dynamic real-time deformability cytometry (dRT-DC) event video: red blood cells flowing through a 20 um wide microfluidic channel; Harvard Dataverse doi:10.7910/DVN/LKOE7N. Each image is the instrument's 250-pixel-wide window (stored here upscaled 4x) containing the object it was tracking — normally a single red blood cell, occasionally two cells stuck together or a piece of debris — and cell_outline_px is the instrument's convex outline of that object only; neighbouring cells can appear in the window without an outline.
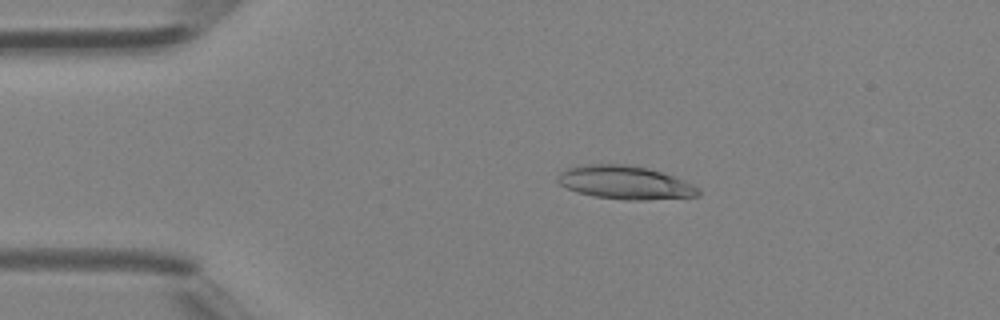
{"species": "Egyptian fruit bat (a non-hibernating species)", "species_latin": "Rousettus aegyptiacus", "temperature_condition": "room temperature", "stored_images_in_passage": 44, "camera_frame_rate_fps": 3000, "um_per_image_px": 0.085, "animal": {"sex": "female"}, "frame": {"image": 1, "passage_image": 9, "time_ms": 2.667, "image_size_px": [1000, 320], "cell_outline_px": [[700, 196], [644, 200], [624, 200], [596, 196], [580, 192], [568, 188], [560, 184], [556, 180], [556, 176], [564, 168], [584, 164], [628, 164], [648, 168], [672, 176], [692, 184], [700, 188]], "centroid_in_image_um": [53.11, 15.5], "position_along_channel_um": 31.9, "area_um2": 27.34}}
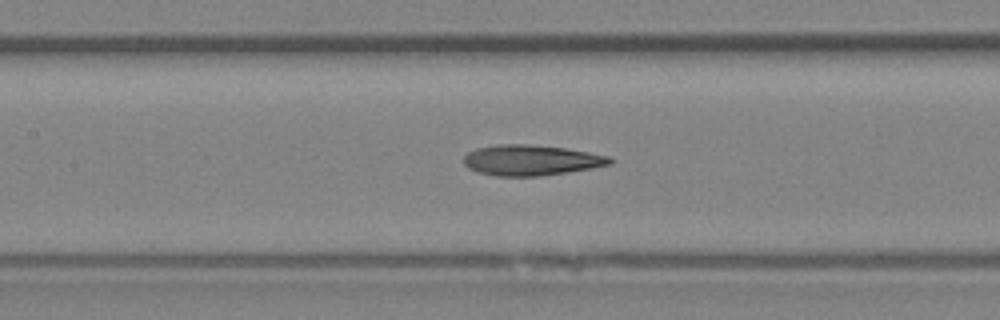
{"frame": {"image": 2, "passage_image": 21, "time_ms": 6.667, "image_size_px": [1000, 320], "cell_outline_px": [[612, 164], [592, 168], [568, 172], [540, 176], [496, 176], [480, 172], [468, 168], [464, 164], [464, 156], [468, 152], [476, 148], [500, 144], [524, 144], [568, 148], [608, 156], [612, 160]], "centroid_in_image_um": [45.14, 13.61], "position_along_channel_um": 162.3, "area_um2": 25.95}}
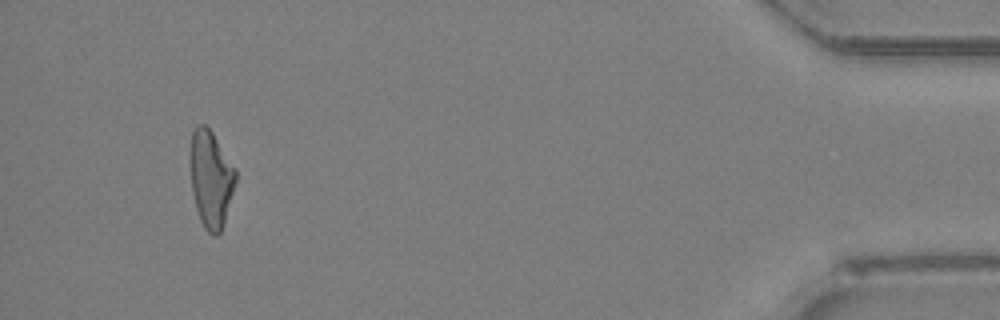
{"frame": {"image": 3, "passage_image": 43, "time_ms": 14.0, "image_size_px": [1000, 320], "cell_outline_px": [[236, 180], [224, 220], [220, 232], [216, 236], [212, 236], [204, 228], [200, 220], [196, 208], [192, 192], [188, 160], [192, 132], [200, 124], [204, 124], [212, 132], [236, 168]], "centroid_in_image_um": [17.89, 15.19], "position_along_channel_um": 417.3, "area_um2": 25.78}, "authors_computed_cell_mechanics": {"area_um2": 26.1834, "velocity_mm_per_s": 4.4775, "shape_relaxation_time_tau1_ms": 7.1163, "shape_relaxation_time_tau2_ms": 3.6777, "deformation_change_tau1": 0.2037, "deformation_change_tau2": 0.1415}}